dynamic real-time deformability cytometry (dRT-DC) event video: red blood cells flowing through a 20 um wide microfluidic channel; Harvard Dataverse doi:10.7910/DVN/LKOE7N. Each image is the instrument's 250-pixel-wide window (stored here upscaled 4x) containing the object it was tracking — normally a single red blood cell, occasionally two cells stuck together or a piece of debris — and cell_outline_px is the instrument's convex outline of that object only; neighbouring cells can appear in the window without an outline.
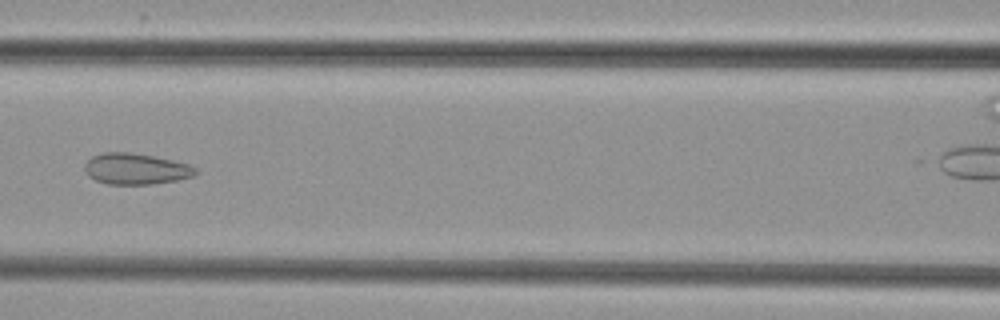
{"species": "common noctule bat (a hibernating species)", "species_latin": "Nyctalus noctula", "temperature_condition": "cold", "stored_images_in_passage": 8, "camera_frame_rate_fps": 3000, "um_per_image_px": 0.085, "animal": {"sex": "female", "body_mass_g": 29.2, "forearm_length_mm": 56.3}, "frame": {"image": 1, "passage_image": 6, "time_ms": 7.0, "image_size_px": [1000, 320], "cell_outline_px": [[200, 172], [196, 176], [176, 180], [152, 184], [108, 184], [96, 180], [88, 176], [84, 168], [84, 164], [92, 156], [104, 152], [128, 152], [152, 156], [172, 160], [188, 164], [196, 168]], "centroid_in_image_um": [11.56, 14.36], "position_along_channel_um": 155.0, "area_um2": 20.11}}
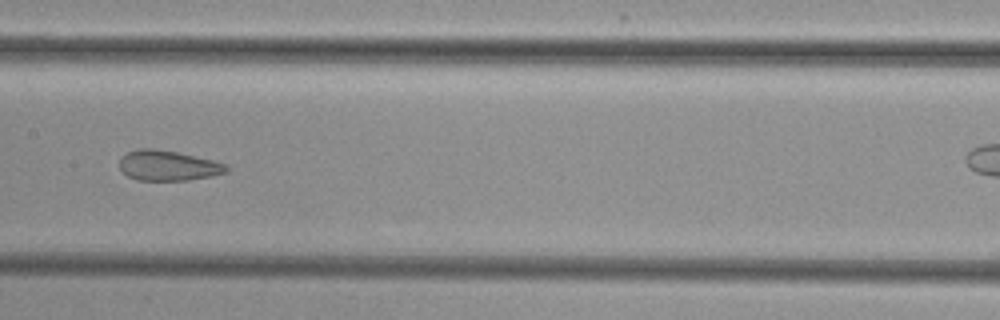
{"frame": {"image": 2, "passage_image": 7, "time_ms": 8.0, "image_size_px": [1000, 320], "cell_outline_px": [[228, 172], [212, 176], [188, 180], [136, 180], [128, 176], [120, 168], [120, 156], [136, 148], [152, 148], [176, 152], [212, 160], [228, 164]], "centroid_in_image_um": [14.28, 14.07], "position_along_channel_um": 193.1, "area_um2": 18.84}}